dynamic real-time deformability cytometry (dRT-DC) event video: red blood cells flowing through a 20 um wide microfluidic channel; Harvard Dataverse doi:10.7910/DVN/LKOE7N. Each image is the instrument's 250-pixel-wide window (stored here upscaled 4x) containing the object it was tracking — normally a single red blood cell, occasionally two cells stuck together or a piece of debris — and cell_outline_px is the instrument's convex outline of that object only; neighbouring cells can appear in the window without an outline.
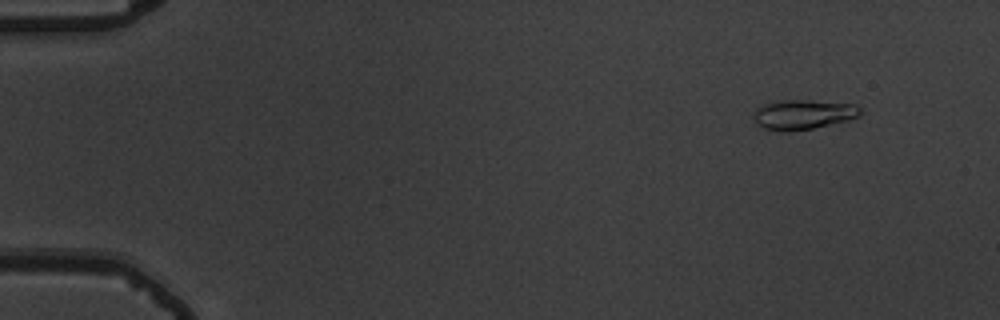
{"species": "common noctule bat (a hibernating species)", "species_latin": "Nyctalus noctula", "temperature_condition": "warm", "stored_images_in_passage": 53, "camera_frame_rate_fps": 3000, "um_per_image_px": 0.085, "animal": {"sex": "male", "body_mass_g": 19.5, "forearm_length_mm": 54.6}, "frame": {"image": 1, "passage_image": 2, "time_ms": 0.333, "image_size_px": [1000, 320], "cell_outline_px": [[860, 116], [848, 120], [812, 128], [792, 132], [784, 132], [764, 128], [756, 124], [752, 116], [756, 108], [764, 104], [776, 100], [808, 100], [852, 104], [860, 108]], "centroid_in_image_um": [68.2, 9.74], "position_along_channel_um": 16.8, "area_um2": 18.55}}
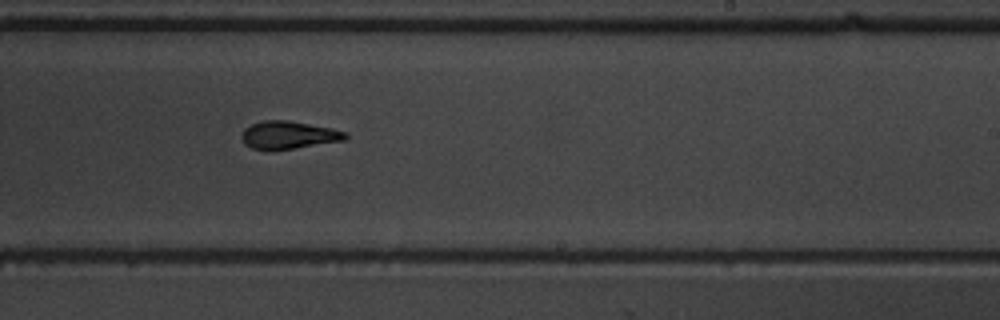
{"frame": {"image": 2, "passage_image": 32, "time_ms": 10.333, "image_size_px": [1000, 320], "cell_outline_px": [[348, 136], [344, 140], [292, 148], [252, 148], [244, 144], [240, 136], [244, 128], [252, 124], [264, 120], [288, 120], [332, 128], [348, 132]], "centroid_in_image_um": [24.53, 11.44], "position_along_channel_um": 264.5, "area_um2": 16.42}}
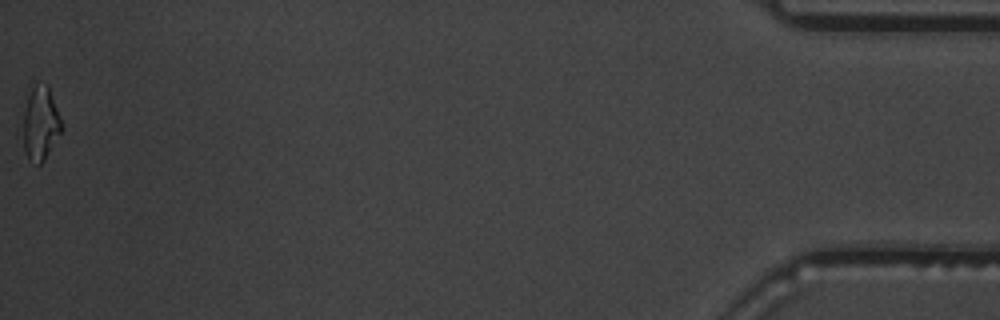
{"frame": {"image": 3, "passage_image": 53, "time_ms": 17.333, "image_size_px": [1000, 320], "cell_outline_px": [[64, 128], [44, 160], [40, 164], [36, 164], [28, 160], [24, 152], [24, 112], [28, 96], [32, 88], [36, 84], [48, 84], [60, 116]], "centroid_in_image_um": [3.47, 10.52], "position_along_channel_um": 431.7, "area_um2": 16.47}, "authors_computed_cell_mechanics": {"area_um2": 16.8198, "velocity_mm_per_s": 3.6876, "shape_relaxation_time_tau1_ms": 4.67, "shape_relaxation_time_tau2_ms": 1.8625, "deformation_change_tau1": 0.2132, "deformation_change_tau2": 0.1096}}